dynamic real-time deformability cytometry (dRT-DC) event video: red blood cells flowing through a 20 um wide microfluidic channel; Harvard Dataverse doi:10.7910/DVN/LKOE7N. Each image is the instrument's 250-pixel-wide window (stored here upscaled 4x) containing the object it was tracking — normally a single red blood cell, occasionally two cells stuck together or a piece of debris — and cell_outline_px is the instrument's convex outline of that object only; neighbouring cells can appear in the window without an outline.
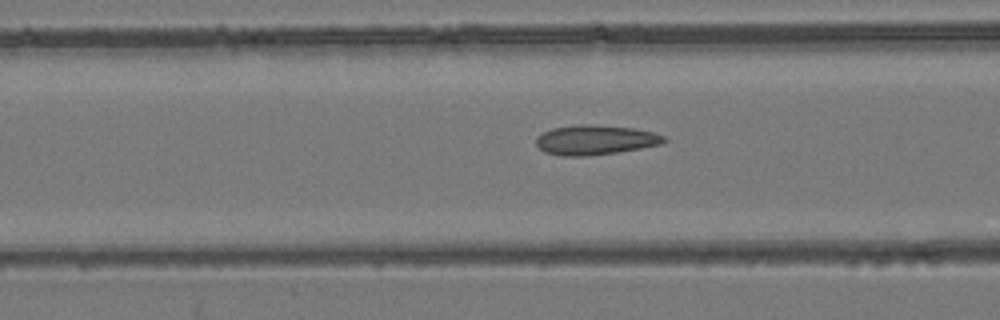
{"species": "common noctule bat (a hibernating species)", "species_latin": "Nyctalus noctula", "temperature_condition": "room temperature", "stored_images_in_passage": 53, "camera_frame_rate_fps": 3000, "um_per_image_px": 0.085, "animal": {"sex": "female", "body_mass_g": 24.6, "forearm_length_mm": 56.2}, "frame": {"image": 1, "passage_image": 21, "time_ms": 6.667, "image_size_px": [1000, 320], "cell_outline_px": [[668, 140], [660, 144], [640, 148], [616, 152], [584, 156], [564, 156], [544, 152], [536, 144], [536, 136], [552, 128], [576, 124], [588, 124], [636, 128], [652, 132], [664, 136]], "centroid_in_image_um": [50.58, 11.88], "position_along_channel_um": 116.0, "area_um2": 22.08}}
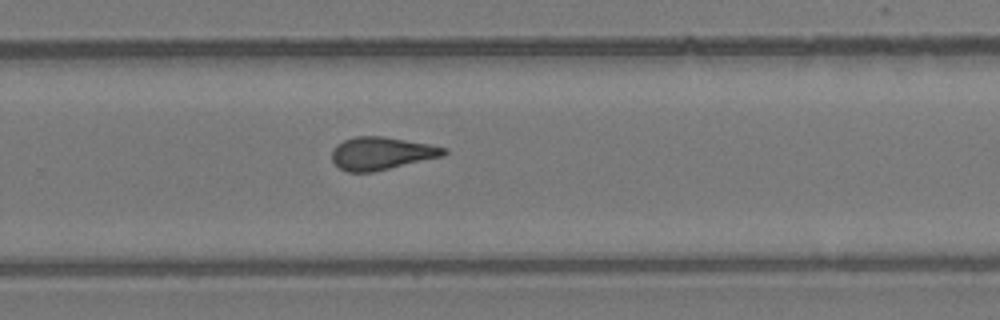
{"frame": {"image": 2, "passage_image": 35, "time_ms": 11.333, "image_size_px": [1000, 320], "cell_outline_px": [[448, 152], [444, 156], [372, 172], [348, 172], [340, 168], [332, 160], [332, 152], [336, 144], [344, 140], [356, 136], [384, 136], [428, 144], [448, 148]], "centroid_in_image_um": [32.44, 13.03], "position_along_channel_um": 297.4, "area_um2": 21.33}}
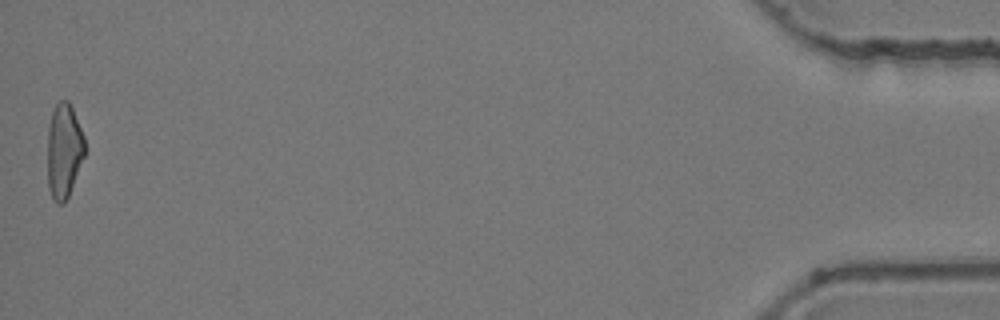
{"frame": {"image": 3, "passage_image": 53, "time_ms": 17.333, "image_size_px": [1000, 320], "cell_outline_px": [[84, 156], [68, 196], [64, 204], [56, 204], [52, 200], [48, 188], [48, 124], [52, 112], [56, 104], [60, 100], [68, 100], [72, 108], [84, 136]], "centroid_in_image_um": [5.41, 12.84], "position_along_channel_um": 429.8, "area_um2": 20.52}, "authors_computed_cell_mechanics": {"area_um2": 21.675, "velocity_mm_per_s": 3.8918, "shape_relaxation_time_tau1_ms": null, "shape_relaxation_time_tau2_ms": 1.8951, "deformation_change_tau1": null, "deformation_change_tau2": 0.1138}}